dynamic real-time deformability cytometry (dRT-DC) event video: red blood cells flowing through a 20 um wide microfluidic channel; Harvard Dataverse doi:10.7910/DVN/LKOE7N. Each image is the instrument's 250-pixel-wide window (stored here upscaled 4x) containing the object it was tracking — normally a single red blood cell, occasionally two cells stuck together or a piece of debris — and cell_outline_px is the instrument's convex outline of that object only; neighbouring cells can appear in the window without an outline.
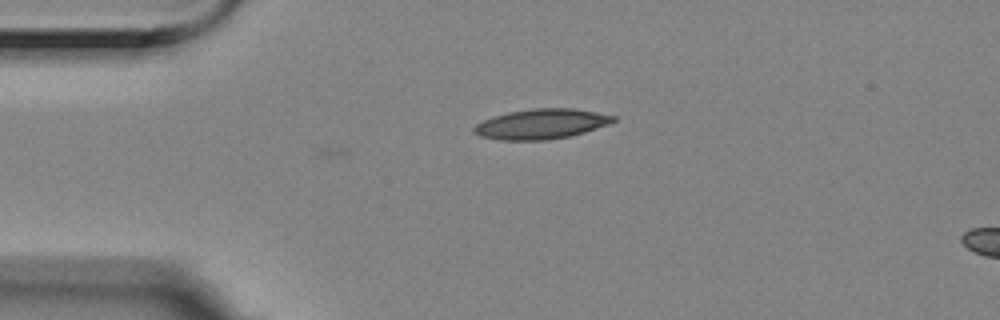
{"species": "Egyptian fruit bat (a non-hibernating species)", "species_latin": "Rousettus aegyptiacus", "temperature_condition": "room temperature", "stored_images_in_passage": 2, "camera_frame_rate_fps": 3000, "um_per_image_px": 0.085, "animal": {"sex": "female"}, "frame": {"image": 1, "passage_image": 1, "time_ms": 0.0, "image_size_px": [1000, 320], "cell_outline_px": [[616, 120], [608, 124], [584, 132], [568, 136], [548, 140], [500, 140], [480, 136], [472, 132], [472, 128], [476, 124], [492, 116], [508, 112], [532, 108], [572, 108], [596, 112], [616, 116]], "centroid_in_image_um": [45.97, 10.53], "position_along_channel_um": 39.0, "area_um2": 24.39}}